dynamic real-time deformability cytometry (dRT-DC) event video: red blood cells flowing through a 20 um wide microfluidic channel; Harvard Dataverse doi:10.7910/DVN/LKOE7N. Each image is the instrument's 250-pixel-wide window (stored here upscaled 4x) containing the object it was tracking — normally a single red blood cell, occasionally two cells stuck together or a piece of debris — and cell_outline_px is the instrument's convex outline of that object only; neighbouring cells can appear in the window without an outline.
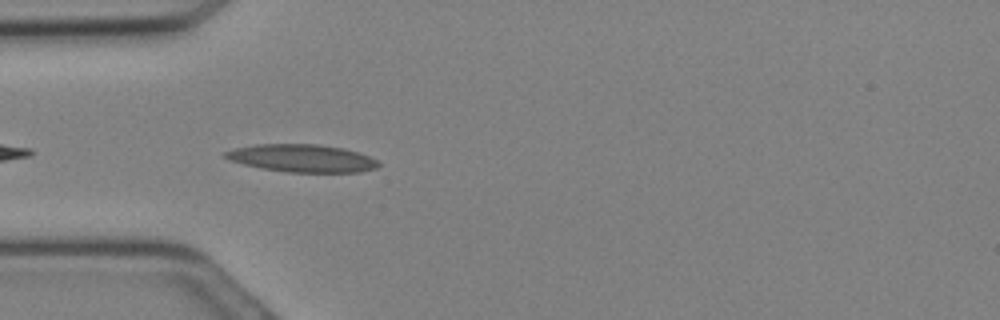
{"species": "Egyptian fruit bat (a non-hibernating species)", "species_latin": "Rousettus aegyptiacus", "temperature_condition": "cold", "stored_images_in_passage": 6, "camera_frame_rate_fps": 3000, "um_per_image_px": 0.085, "animal": {"sex": "female"}, "frame": {"image": 1, "passage_image": 6, "time_ms": 1.667, "image_size_px": [1000, 320], "cell_outline_px": [[380, 164], [376, 168], [360, 172], [288, 172], [260, 168], [228, 160], [224, 156], [224, 152], [236, 148], [256, 144], [316, 144], [344, 148], [368, 156], [376, 160]], "centroid_in_image_um": [25.65, 13.45], "position_along_channel_um": 59.3, "area_um2": 24.57}}